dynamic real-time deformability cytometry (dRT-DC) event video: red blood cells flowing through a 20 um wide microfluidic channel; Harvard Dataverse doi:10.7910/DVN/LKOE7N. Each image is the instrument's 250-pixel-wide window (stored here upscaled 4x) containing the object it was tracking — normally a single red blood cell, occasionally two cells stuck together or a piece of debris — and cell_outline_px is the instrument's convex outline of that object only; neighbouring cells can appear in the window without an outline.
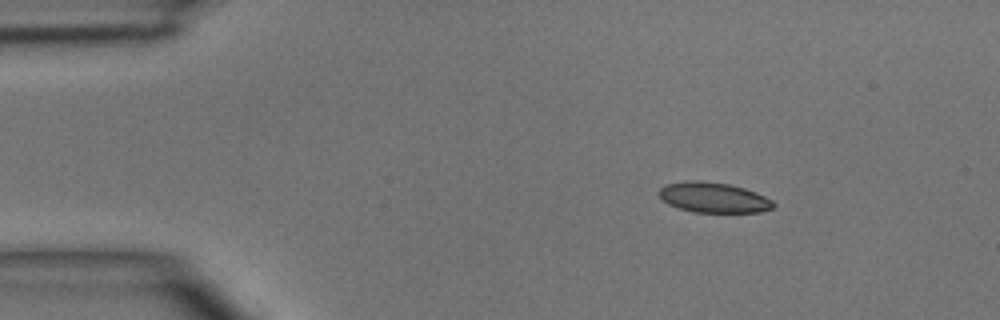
{"species": "common noctule bat (a hibernating species)", "species_latin": "Nyctalus noctula", "temperature_condition": "room temperature", "stored_images_in_passage": 3, "camera_frame_rate_fps": 3000, "um_per_image_px": 0.085, "animal": {"sex": "male", "body_mass_g": 15.6}, "frame": {"image": 1, "passage_image": 1, "time_ms": 0.0, "image_size_px": [1000, 320], "cell_outline_px": [[776, 204], [772, 208], [760, 212], [692, 212], [668, 204], [656, 192], [664, 184], [684, 180], [700, 180], [728, 184], [744, 188], [756, 192], [772, 200]], "centroid_in_image_um": [60.62, 16.77], "position_along_channel_um": 24.4, "area_um2": 20.29}}
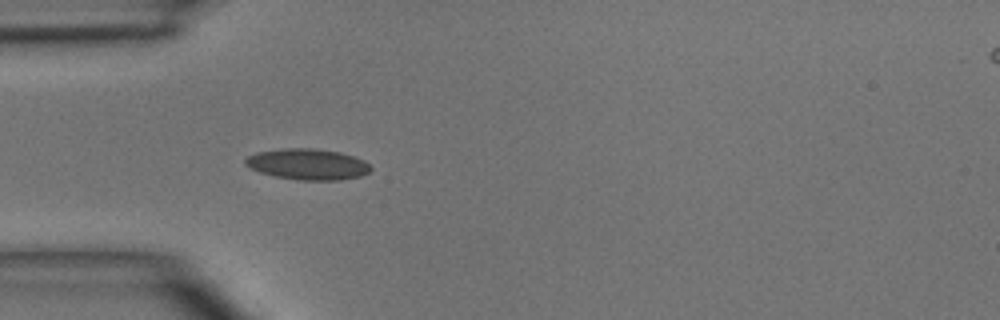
{"frame": {"image": 2, "passage_image": 3, "time_ms": 2.333, "image_size_px": [1000, 320], "cell_outline_px": [[372, 168], [368, 172], [360, 176], [340, 180], [296, 180], [276, 176], [260, 172], [244, 164], [244, 160], [248, 156], [256, 152], [284, 148], [316, 148], [340, 152], [364, 160]], "centroid_in_image_um": [26.15, 13.95], "position_along_channel_um": 58.9, "area_um2": 22.6}}